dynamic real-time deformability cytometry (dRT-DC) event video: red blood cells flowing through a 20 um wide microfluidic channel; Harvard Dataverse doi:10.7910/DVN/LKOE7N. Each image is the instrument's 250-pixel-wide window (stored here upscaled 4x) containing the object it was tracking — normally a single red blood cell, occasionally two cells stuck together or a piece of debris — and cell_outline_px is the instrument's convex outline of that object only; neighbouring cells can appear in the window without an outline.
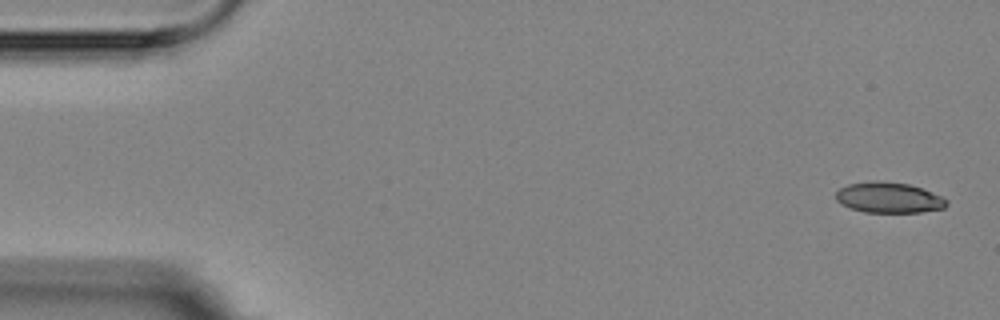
{"species": "Egyptian fruit bat (a non-hibernating species)", "species_latin": "Rousettus aegyptiacus", "temperature_condition": "room temperature", "stored_images_in_passage": 5, "camera_frame_rate_fps": 3000, "um_per_image_px": 0.085, "animal": {"sex": "female"}, "frame": {"image": 1, "passage_image": 1, "time_ms": 0.0, "image_size_px": [1000, 320], "cell_outline_px": [[948, 204], [944, 208], [920, 212], [864, 212], [840, 204], [836, 200], [836, 192], [840, 188], [848, 184], [908, 184], [920, 188], [940, 196], [948, 200]], "centroid_in_image_um": [75.57, 16.86], "position_along_channel_um": 9.4, "area_um2": 18.73}}
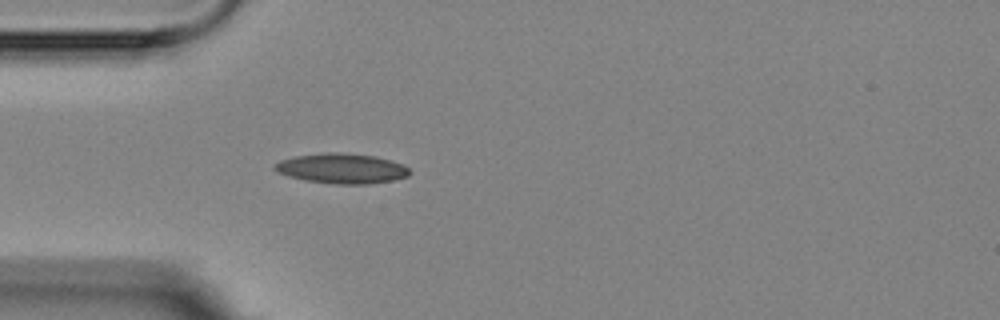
{"frame": {"image": 2, "passage_image": 5, "time_ms": 4.667, "image_size_px": [1000, 320], "cell_outline_px": [[412, 172], [408, 176], [392, 180], [368, 184], [336, 184], [304, 180], [288, 176], [276, 172], [272, 168], [272, 164], [280, 160], [296, 156], [328, 152], [336, 152], [376, 156], [392, 160], [404, 164]], "centroid_in_image_um": [29.04, 14.32], "position_along_channel_um": 56.0, "area_um2": 23.81}}